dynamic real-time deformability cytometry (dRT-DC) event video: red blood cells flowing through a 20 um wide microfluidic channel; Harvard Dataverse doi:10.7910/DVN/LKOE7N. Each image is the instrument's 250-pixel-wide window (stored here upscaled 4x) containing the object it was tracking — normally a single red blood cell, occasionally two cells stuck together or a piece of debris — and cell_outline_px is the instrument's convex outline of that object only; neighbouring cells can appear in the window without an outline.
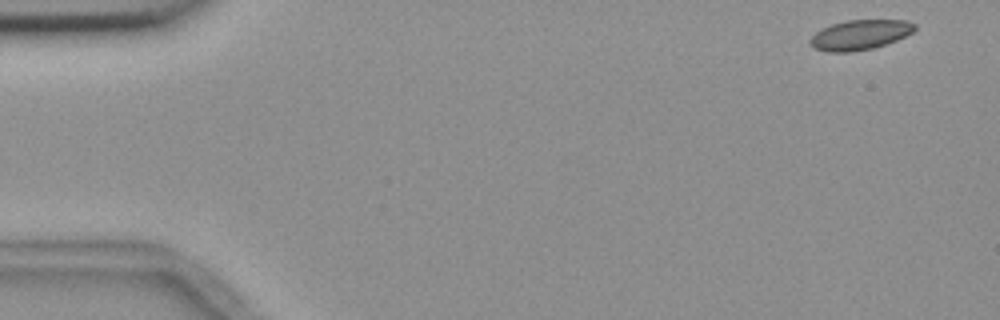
{"species": "common noctule bat (a hibernating species)", "species_latin": "Nyctalus noctula", "temperature_condition": "room temperature", "stored_images_in_passage": 5, "camera_frame_rate_fps": 3000, "um_per_image_px": 0.085, "animal": {"sex": "female", "body_mass_g": 18.4}, "frame": {"image": 1, "passage_image": 1, "time_ms": 0.0, "image_size_px": [1000, 320], "cell_outline_px": [[916, 28], [912, 32], [896, 40], [872, 48], [852, 52], [828, 52], [816, 48], [808, 40], [816, 32], [832, 24], [848, 20], [908, 20], [916, 24]], "centroid_in_image_um": [73.11, 2.95], "position_along_channel_um": 11.9, "area_um2": 17.98}}
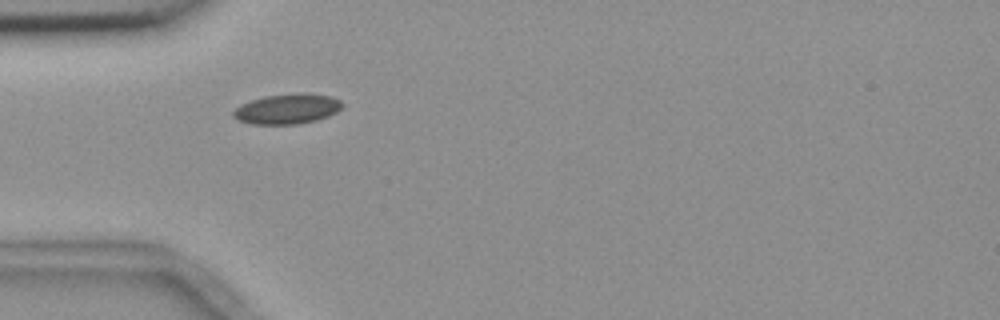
{"frame": {"image": 2, "passage_image": 4, "time_ms": 4.667, "image_size_px": [1000, 320], "cell_outline_px": [[344, 104], [336, 112], [328, 116], [316, 120], [300, 124], [252, 124], [240, 120], [232, 116], [232, 112], [240, 104], [264, 96], [296, 92], [304, 92], [332, 96], [340, 100]], "centroid_in_image_um": [24.43, 9.24], "position_along_channel_um": 60.6, "area_um2": 19.31}}